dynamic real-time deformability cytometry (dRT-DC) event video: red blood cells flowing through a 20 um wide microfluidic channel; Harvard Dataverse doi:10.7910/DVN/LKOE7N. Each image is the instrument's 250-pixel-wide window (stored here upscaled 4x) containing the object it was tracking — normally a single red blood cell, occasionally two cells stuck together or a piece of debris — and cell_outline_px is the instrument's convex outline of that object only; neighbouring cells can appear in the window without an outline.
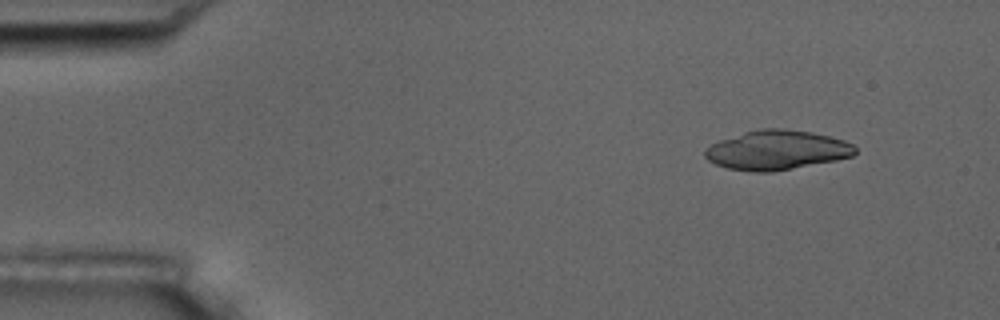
{"species": "common noctule bat (a hibernating species)", "species_latin": "Nyctalus noctula", "temperature_condition": "room temperature", "stored_images_in_passage": 4, "camera_frame_rate_fps": 3000, "um_per_image_px": 0.085, "animal": {"sex": "male", "body_mass_g": 17.5, "forearm_length_mm": 52.3}, "frame": {"image": 1, "passage_image": 2, "time_ms": 0.333, "image_size_px": [1000, 320], "cell_outline_px": [[856, 152], [852, 156], [836, 160], [772, 172], [752, 172], [728, 168], [716, 164], [708, 160], [704, 156], [704, 148], [720, 140], [744, 132], [760, 128], [784, 128], [812, 132], [844, 140], [852, 144], [856, 148]], "centroid_in_image_um": [66.01, 12.75], "position_along_channel_um": 19.0, "area_um2": 34.51}}